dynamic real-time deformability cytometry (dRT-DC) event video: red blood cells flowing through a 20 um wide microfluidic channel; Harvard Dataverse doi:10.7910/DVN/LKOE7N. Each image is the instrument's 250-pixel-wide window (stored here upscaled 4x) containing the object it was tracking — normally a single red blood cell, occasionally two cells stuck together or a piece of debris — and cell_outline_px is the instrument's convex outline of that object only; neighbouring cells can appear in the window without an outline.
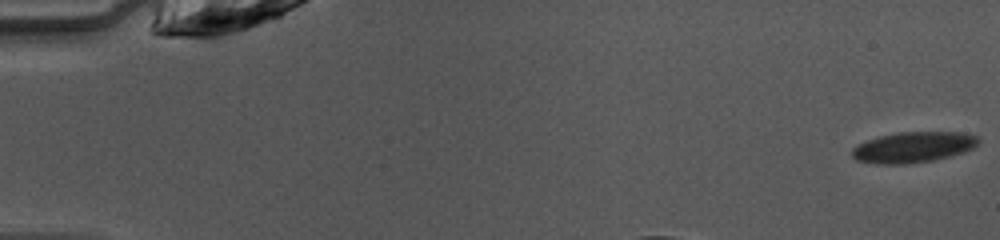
{"species": "common noctule bat (a hibernating species)", "species_latin": "Nyctalus noctula", "temperature_condition": "warm", "stored_images_in_passage": 11, "camera_frame_rate_fps": 3000, "um_per_image_px": 0.085, "animal": {"sex": "female", "body_mass_g": 10.0, "forearm_length_mm": 53.1}, "frame": {"image": 1, "passage_image": 1, "time_ms": 0.0, "image_size_px": [1000, 240], "cell_outline_px": [[976, 144], [972, 148], [948, 156], [932, 160], [904, 164], [888, 164], [856, 160], [852, 156], [852, 148], [868, 140], [880, 136], [900, 132], [956, 132], [976, 136]], "centroid_in_image_um": [77.57, 12.51], "position_along_channel_um": 7.4, "area_um2": 21.85}}
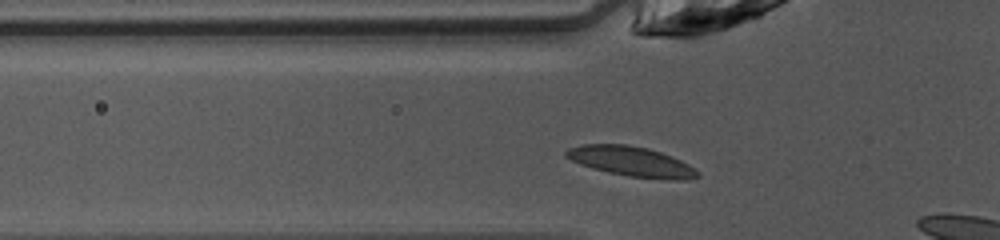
{"frame": {"image": 2, "passage_image": 9, "time_ms": 2.667, "image_size_px": [1000, 240], "cell_outline_px": [[700, 176], [672, 180], [632, 176], [612, 172], [580, 164], [564, 156], [564, 152], [568, 148], [584, 144], [624, 144], [648, 148], [660, 152], [680, 160], [688, 164], [700, 172]], "centroid_in_image_um": [53.65, 13.7], "position_along_channel_um": 72.1, "area_um2": 22.31}}